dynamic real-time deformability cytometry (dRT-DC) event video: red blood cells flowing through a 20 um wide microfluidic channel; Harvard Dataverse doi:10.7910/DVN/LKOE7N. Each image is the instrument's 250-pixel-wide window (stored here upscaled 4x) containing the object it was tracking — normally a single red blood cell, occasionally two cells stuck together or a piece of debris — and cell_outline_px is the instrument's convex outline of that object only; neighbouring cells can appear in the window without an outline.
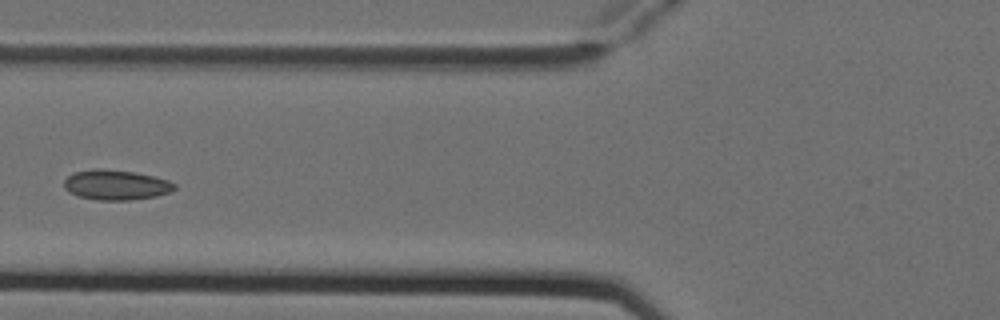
{"species": "Egyptian fruit bat (a non-hibernating species)", "species_latin": "Rousettus aegyptiacus", "temperature_condition": "cold", "stored_images_in_passage": 7, "camera_frame_rate_fps": 3000, "um_per_image_px": 0.085, "animal": {"sex": "female"}, "frame": {"image": 1, "passage_image": 6, "time_ms": 1.667, "image_size_px": [1000, 320], "cell_outline_px": [[176, 188], [168, 192], [156, 196], [132, 200], [96, 200], [76, 196], [68, 192], [64, 188], [64, 180], [72, 172], [92, 168], [100, 168], [136, 172], [168, 180], [176, 184]], "centroid_in_image_um": [9.81, 15.71], "position_along_channel_um": 116.0, "area_um2": 19.59}}
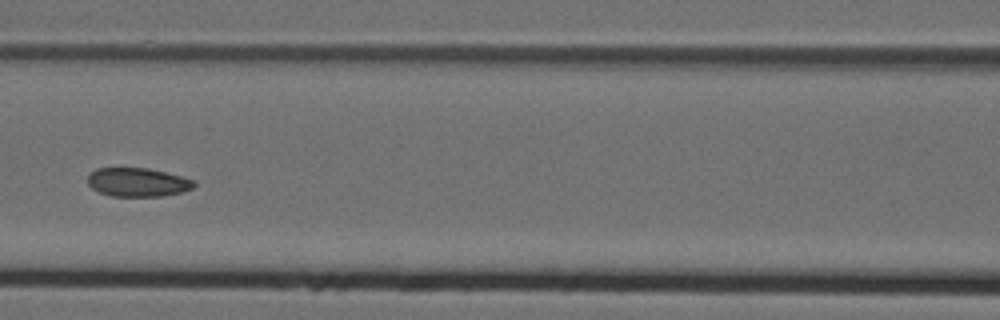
{"frame": {"image": 2, "passage_image": 7, "time_ms": 2.0, "image_size_px": [1000, 320], "cell_outline_px": [[196, 184], [192, 188], [180, 192], [160, 196], [112, 196], [100, 192], [92, 188], [88, 184], [88, 172], [96, 168], [148, 168], [196, 180]], "centroid_in_image_um": [11.67, 15.48], "position_along_channel_um": 154.9, "area_um2": 17.74}}